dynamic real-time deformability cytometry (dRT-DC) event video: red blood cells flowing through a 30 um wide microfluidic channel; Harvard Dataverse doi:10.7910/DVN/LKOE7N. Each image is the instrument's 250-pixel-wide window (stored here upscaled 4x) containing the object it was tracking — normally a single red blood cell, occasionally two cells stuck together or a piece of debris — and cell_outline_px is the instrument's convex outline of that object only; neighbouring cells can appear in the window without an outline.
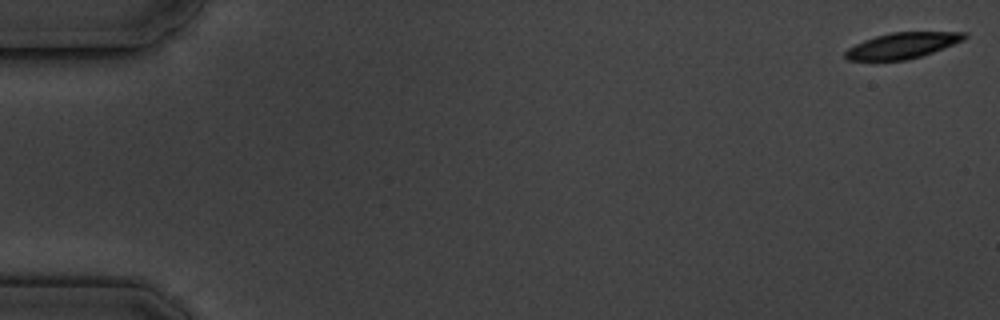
{"species": "common noctule bat (a hibernating species)", "species_latin": "Nyctalus noctula", "temperature_condition": "cold", "stored_images_in_passage": 5, "camera_frame_rate_fps": 3000, "um_per_image_px": 0.085, "animal": {"sex": "male", "body_mass_g": 19.5, "forearm_length_mm": 54.6}, "frame": {"image": 1, "passage_image": 1, "time_ms": 0.0, "image_size_px": [1000, 320], "cell_outline_px": [[968, 36], [964, 40], [932, 52], [908, 60], [848, 60], [844, 56], [844, 52], [848, 48], [864, 40], [876, 36], [892, 32], [968, 32]], "centroid_in_image_um": [76.7, 3.86], "position_along_channel_um": 8.3, "area_um2": 17.8}}